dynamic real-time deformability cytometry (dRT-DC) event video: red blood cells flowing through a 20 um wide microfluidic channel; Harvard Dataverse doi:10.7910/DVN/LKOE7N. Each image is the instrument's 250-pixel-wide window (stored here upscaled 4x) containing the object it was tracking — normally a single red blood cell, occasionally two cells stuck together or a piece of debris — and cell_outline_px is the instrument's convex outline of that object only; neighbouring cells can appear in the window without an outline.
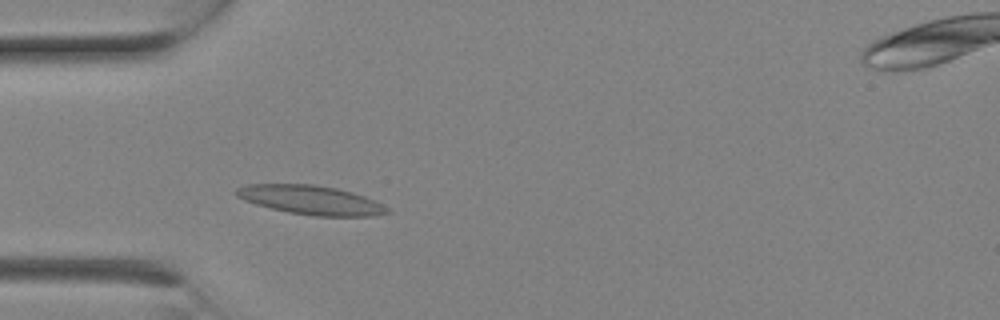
{"species": "Egyptian fruit bat (a non-hibernating species)", "species_latin": "Rousettus aegyptiacus", "temperature_condition": "room temperature", "stored_images_in_passage": 4, "segment_of_instrument_passage": [1, 2], "camera_frame_rate_fps": 3000, "um_per_image_px": 0.085, "animal": {"sex": "female"}, "frame": {"image": 1, "passage_image": 3, "time_ms": 0.667, "image_size_px": [1000, 320], "cell_outline_px": [[392, 212], [372, 216], [316, 216], [288, 212], [256, 204], [244, 200], [236, 196], [232, 192], [236, 188], [248, 184], [312, 184], [336, 188], [352, 192], [364, 196], [388, 208]], "centroid_in_image_um": [26.38, 16.99], "position_along_channel_um": 58.6, "area_um2": 25.43}}